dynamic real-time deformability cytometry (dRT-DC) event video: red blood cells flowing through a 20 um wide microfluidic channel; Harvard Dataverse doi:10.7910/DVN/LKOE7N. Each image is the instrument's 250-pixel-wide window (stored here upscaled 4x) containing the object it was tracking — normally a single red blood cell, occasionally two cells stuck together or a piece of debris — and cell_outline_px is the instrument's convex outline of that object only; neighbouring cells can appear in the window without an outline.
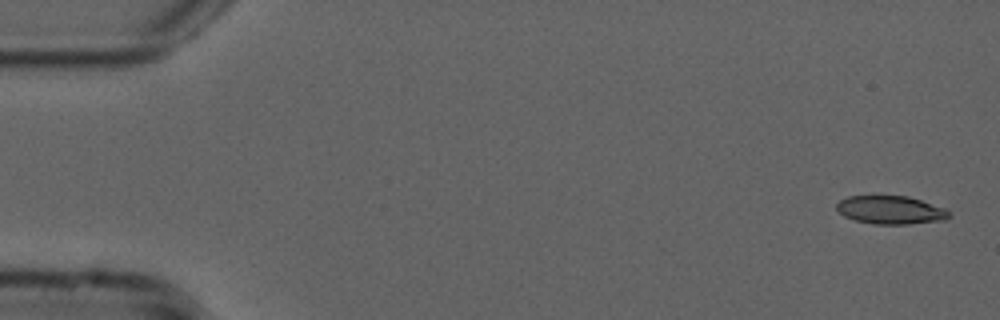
{"species": "common noctule bat (a hibernating species)", "species_latin": "Nyctalus noctula", "temperature_condition": "cold", "stored_images_in_passage": 53, "camera_frame_rate_fps": 3000, "um_per_image_px": 0.085, "animal": {"sex": "male", "forearm_length_mm": 52.5}, "frame": {"image": 1, "passage_image": 1, "time_ms": 0.0, "image_size_px": [1000, 320], "cell_outline_px": [[952, 216], [944, 220], [908, 224], [872, 224], [856, 220], [844, 216], [836, 208], [836, 204], [840, 200], [848, 196], [908, 196], [944, 208], [952, 212]], "centroid_in_image_um": [75.73, 17.85], "position_along_channel_um": 9.3, "area_um2": 18.5}}
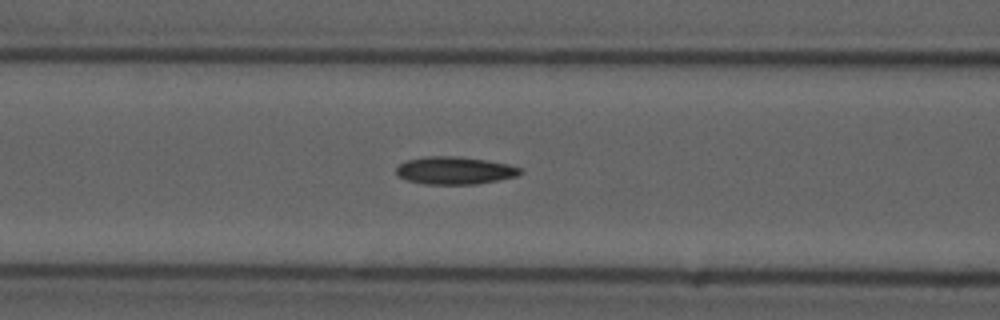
{"frame": {"image": 2, "passage_image": 21, "time_ms": 6.667, "image_size_px": [1000, 320], "cell_outline_px": [[524, 172], [516, 176], [476, 184], [424, 184], [408, 180], [400, 176], [396, 172], [396, 168], [400, 164], [408, 160], [428, 156], [456, 156], [484, 160], [508, 164], [524, 168]], "centroid_in_image_um": [38.69, 14.49], "position_along_channel_um": 127.9, "area_um2": 19.77}}
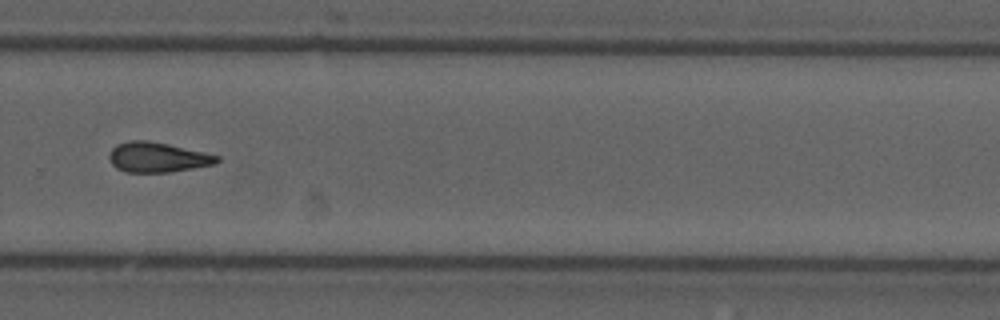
{"frame": {"image": 3, "passage_image": 36, "time_ms": 11.667, "image_size_px": [1000, 320], "cell_outline_px": [[220, 160], [216, 164], [168, 172], [124, 172], [116, 168], [112, 164], [108, 156], [112, 148], [116, 144], [128, 140], [148, 140], [168, 144], [204, 152], [220, 156]], "centroid_in_image_um": [13.37, 13.36], "position_along_channel_um": 316.4, "area_um2": 18.9}, "authors_computed_cell_mechanics": {"area_um2": 18.785, "velocity_mm_per_s": 3.7873, "shape_relaxation_time_tau1_ms": null, "shape_relaxation_time_tau2_ms": 7.7154, "deformation_change_tau1": null, "deformation_change_tau2": 0.1791}}